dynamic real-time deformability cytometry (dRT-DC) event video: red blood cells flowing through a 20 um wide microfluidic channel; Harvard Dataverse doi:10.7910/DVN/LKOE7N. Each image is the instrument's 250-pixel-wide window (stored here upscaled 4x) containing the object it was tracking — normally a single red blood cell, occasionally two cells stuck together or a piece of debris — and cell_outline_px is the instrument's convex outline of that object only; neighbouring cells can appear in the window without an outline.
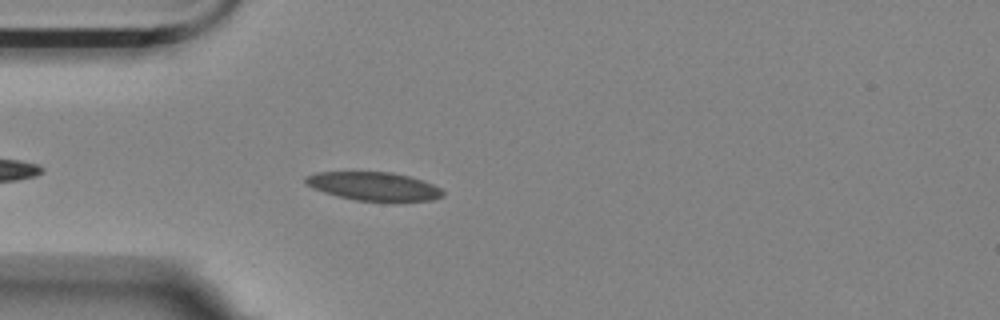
{"species": "Egyptian fruit bat (a non-hibernating species)", "species_latin": "Rousettus aegyptiacus", "temperature_condition": "room temperature", "stored_images_in_passage": 46, "camera_frame_rate_fps": 3000, "um_per_image_px": 0.085, "animal": {"sex": "female"}, "frame": {"image": 1, "passage_image": 5, "time_ms": 1.333, "image_size_px": [1000, 320], "cell_outline_px": [[444, 196], [432, 200], [392, 204], [356, 200], [324, 192], [312, 188], [304, 180], [304, 176], [316, 172], [392, 172], [408, 176], [432, 184], [440, 188], [444, 192]], "centroid_in_image_um": [31.82, 15.87], "position_along_channel_um": 53.2, "area_um2": 23.41}}
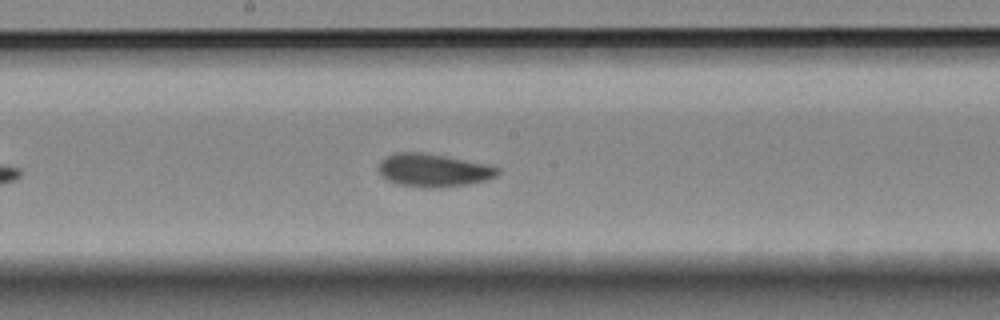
{"frame": {"image": 2, "passage_image": 19, "time_ms": 6.0, "image_size_px": [1000, 320], "cell_outline_px": [[500, 172], [496, 176], [488, 180], [468, 184], [440, 188], [428, 188], [396, 184], [380, 176], [380, 160], [396, 152], [420, 152], [444, 156], [488, 164], [500, 168]], "centroid_in_image_um": [36.86, 14.48], "position_along_channel_um": 211.3, "area_um2": 23.0}}
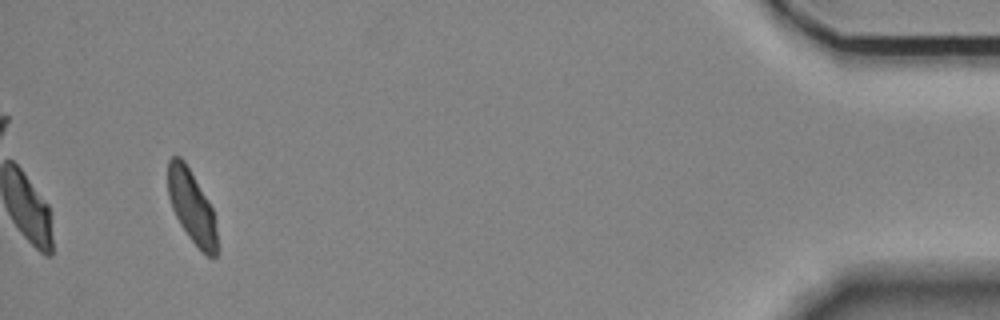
{"frame": {"image": 3, "passage_image": 43, "time_ms": 14.0, "image_size_px": [1000, 320], "cell_outline_px": [[216, 256], [212, 260], [188, 236], [180, 224], [172, 208], [168, 196], [168, 160], [172, 156], [180, 156], [184, 160], [208, 200], [212, 208], [216, 228]], "centroid_in_image_um": [16.28, 17.53], "position_along_channel_um": 418.9, "area_um2": 20.52}, "authors_computed_cell_mechanics": {"area_um2": 22.6576, "velocity_mm_per_s": 3.5053, "shape_relaxation_time_tau1_ms": 6.5458, "shape_relaxation_time_tau2_ms": 2.0771, "deformation_change_tau1": 0.1499, "deformation_change_tau2": 0.0654}}